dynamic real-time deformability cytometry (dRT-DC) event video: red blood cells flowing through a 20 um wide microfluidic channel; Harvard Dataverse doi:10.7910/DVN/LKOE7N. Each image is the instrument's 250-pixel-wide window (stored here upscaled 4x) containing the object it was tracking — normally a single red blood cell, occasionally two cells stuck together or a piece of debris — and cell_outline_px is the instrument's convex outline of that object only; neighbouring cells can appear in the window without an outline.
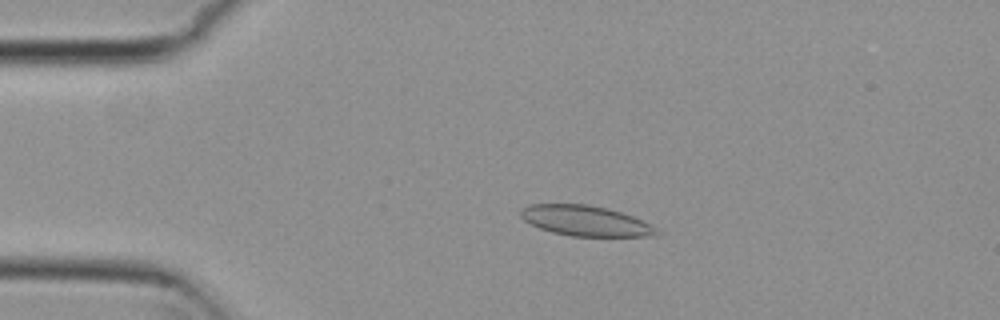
{"species": "common noctule bat (a hibernating species)", "species_latin": "Nyctalus noctula", "temperature_condition": "cold", "stored_images_in_passage": 5, "camera_frame_rate_fps": 3000, "um_per_image_px": 0.085, "animal": {"sex": "female", "body_mass_g": 29.2, "forearm_length_mm": 56.3}, "frame": {"image": 1, "passage_image": 4, "time_ms": 1.0, "image_size_px": [1000, 320], "cell_outline_px": [[660, 232], [656, 236], [572, 236], [552, 232], [540, 228], [524, 220], [520, 216], [520, 212], [528, 204], [588, 204], [608, 208], [632, 216], [656, 228]], "centroid_in_image_um": [49.76, 18.76], "position_along_channel_um": 35.2, "area_um2": 23.81}}